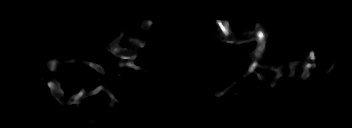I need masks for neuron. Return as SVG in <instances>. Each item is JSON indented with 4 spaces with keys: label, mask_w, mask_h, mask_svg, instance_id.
I'll return each instance as SVG.
<instances>
[{
    "label": "neuron",
    "mask_w": 352,
    "mask_h": 128,
    "mask_svg": "<svg viewBox=\"0 0 352 128\" xmlns=\"http://www.w3.org/2000/svg\"><path fill=\"white\" fill-rule=\"evenodd\" d=\"M144 25L141 27L142 29H148L153 22L151 20L147 21L144 20ZM214 23L217 25V28L219 29L220 33L216 34L217 38H219L222 42H227L229 44H233V45H241V44H247L249 41H257V45H256V49L252 52V53H247V54H238L237 59H248V60H252L253 63L250 64L248 66V70L245 72V74H243V78L240 79H244L245 77H249L253 72L256 73V75L258 76V79H262V74L261 73H257L255 72L256 67H260L263 68L264 65L262 64V59H263V54L266 51V44H267V38H268V31L260 24L257 23L255 30L254 31H244L242 32V36H237L236 33L232 32V30H230V21L226 20V21H222L220 19H216L214 21ZM125 32H122V34L120 36H118L111 44L106 45L105 49L109 52H111L113 55H115L116 57H118L119 59H128V62H120V66L124 67V66H128L130 68H133L135 71L141 70L144 73H149V71H147L146 69L136 66L134 64L133 61H135V59L137 58V51L140 49H143L145 47V43L144 42H140L135 38H130V46L127 48H121L119 43L120 40L122 39V37L124 36ZM315 52L312 50L310 51V53L308 54V56L306 57V60L301 61V60H296L294 61H289V67H290V76H294L295 75V69H296V64L297 63H301L303 62V73L301 75V79L302 80H307L313 73L316 65H315ZM83 63L86 66H90L91 68H93L94 70H96L98 73L101 74L102 77H105V70L103 69L104 64H95L93 62H82L79 61L77 59H70L66 61V64H72V63ZM60 64V60L58 59H49L47 62V67L49 68L51 73H54L56 70V66ZM336 65V61L334 60L331 64V66L329 67V69L326 71V75L331 72ZM283 65H278L276 67V69H274V65L271 66L270 68L275 70L277 73L276 75L273 77L272 83L270 85H265L263 86V89L266 88H272L274 89L276 86V82L277 80L282 76V72H280L282 70ZM239 80H236L235 82H232L229 87L224 88L223 91L220 92H216L214 94V96L216 97H221L224 93H226L229 89H231L232 87L236 86L238 84V82H240ZM47 86L50 88L51 92L50 94L58 101V102H63V91L60 88V84L58 83V76L53 78V80L51 82H48ZM268 86V87H266ZM101 91H105L108 96L114 100V96L112 94L111 91H109L106 87V85L103 86H98L97 88H95V90H93L90 95H95L96 93H99ZM85 88H82L78 93H76L75 95L71 96L68 100H67V104L71 105V104H76L77 106H80L82 103V100L85 97ZM236 97L239 96L241 93L240 91H234L233 93Z\"/></svg>",
    "instance_id": "neuron-1"
}]
</instances>
